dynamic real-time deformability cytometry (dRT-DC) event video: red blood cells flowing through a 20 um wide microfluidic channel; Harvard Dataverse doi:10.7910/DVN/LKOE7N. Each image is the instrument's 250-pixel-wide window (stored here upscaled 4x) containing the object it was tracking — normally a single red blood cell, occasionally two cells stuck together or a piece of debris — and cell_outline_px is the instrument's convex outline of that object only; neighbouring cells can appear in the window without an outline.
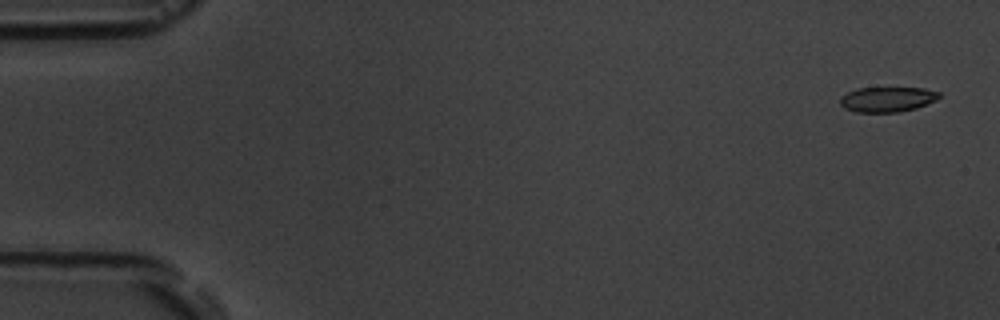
{"species": "common noctule bat (a hibernating species)", "species_latin": "Nyctalus noctula", "temperature_condition": "room temperature", "stored_images_in_passage": 5, "camera_frame_rate_fps": 3000, "um_per_image_px": 0.085, "animal": {"sex": "male", "body_mass_g": 19.5, "forearm_length_mm": 54.6}, "frame": {"image": 1, "passage_image": 1, "time_ms": 0.0, "image_size_px": [1000, 320], "cell_outline_px": [[940, 96], [936, 100], [916, 108], [900, 112], [856, 112], [844, 108], [840, 104], [840, 96], [856, 88], [924, 88], [940, 92]], "centroid_in_image_um": [75.41, 8.44], "position_along_channel_um": 9.6, "area_um2": 14.51}}
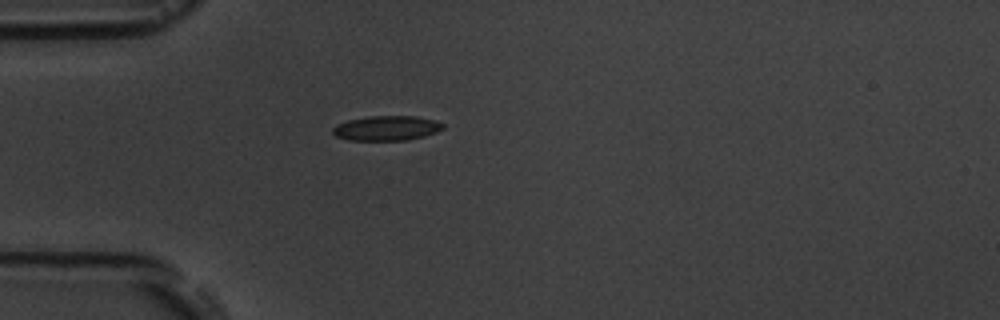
{"frame": {"image": 2, "passage_image": 5, "time_ms": 4.667, "image_size_px": [1000, 320], "cell_outline_px": [[444, 128], [436, 132], [424, 136], [408, 140], [348, 140], [336, 136], [332, 132], [332, 128], [336, 124], [348, 120], [368, 116], [416, 116], [436, 120], [444, 124]], "centroid_in_image_um": [32.86, 10.89], "position_along_channel_um": 52.1, "area_um2": 16.01}}